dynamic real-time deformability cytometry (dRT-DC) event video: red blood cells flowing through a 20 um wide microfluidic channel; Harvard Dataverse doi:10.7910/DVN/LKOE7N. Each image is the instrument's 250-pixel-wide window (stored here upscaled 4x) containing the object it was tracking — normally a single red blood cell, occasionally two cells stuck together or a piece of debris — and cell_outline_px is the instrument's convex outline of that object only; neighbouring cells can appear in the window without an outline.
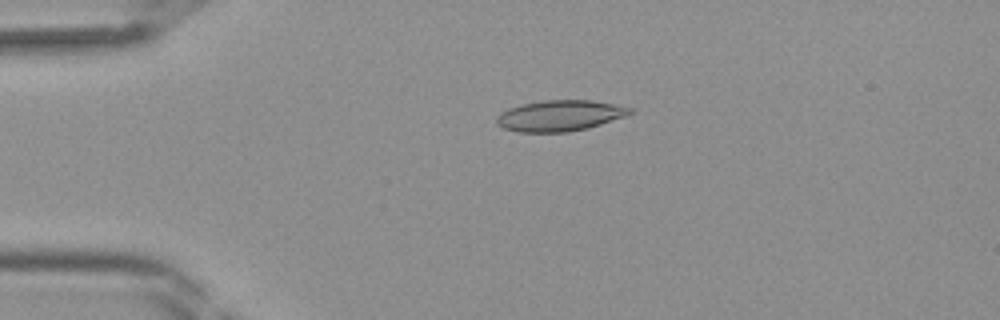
{"species": "Egyptian fruit bat (a non-hibernating species)", "species_latin": "Rousettus aegyptiacus", "temperature_condition": "room temperature", "stored_images_in_passage": 33, "camera_frame_rate_fps": 3000, "um_per_image_px": 0.085, "frame": {"image": 1, "passage_image": 1, "time_ms": 0.0, "image_size_px": [1000, 320], "cell_outline_px": [[636, 112], [588, 128], [568, 132], [520, 132], [504, 128], [496, 124], [496, 116], [500, 112], [508, 108], [524, 104], [544, 100], [592, 100], [632, 108]], "centroid_in_image_um": [47.56, 9.83], "position_along_channel_um": 37.4, "area_um2": 23.93}}
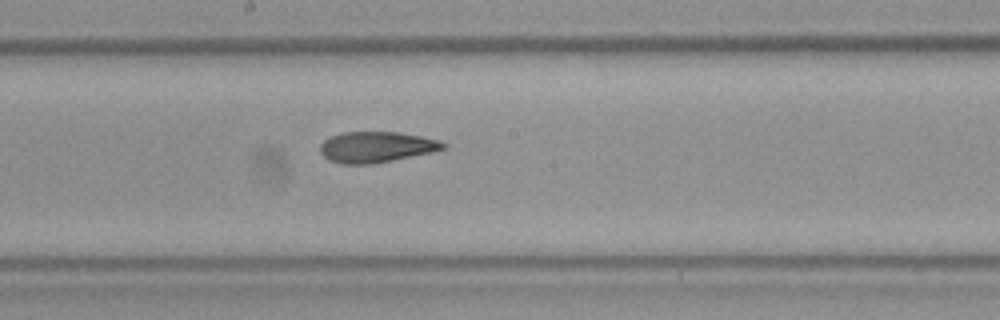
{"frame": {"image": 2, "passage_image": 14, "time_ms": 4.333, "image_size_px": [1000, 320], "cell_outline_px": [[448, 148], [432, 152], [372, 164], [340, 164], [328, 160], [320, 152], [320, 144], [324, 140], [332, 136], [344, 132], [400, 132], [440, 140], [448, 144]], "centroid_in_image_um": [32.01, 12.5], "position_along_channel_um": 216.2, "area_um2": 22.2}}
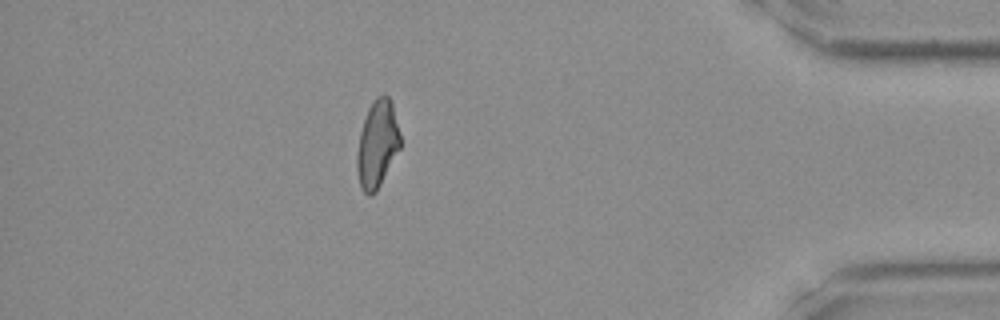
{"frame": {"image": 3, "passage_image": 28, "time_ms": 9.0, "image_size_px": [1000, 320], "cell_outline_px": [[400, 148], [376, 192], [372, 196], [368, 196], [360, 188], [356, 172], [356, 156], [360, 132], [368, 108], [376, 96], [388, 96], [392, 104], [400, 132]], "centroid_in_image_um": [32.05, 12.29], "position_along_channel_um": 403.2, "area_um2": 22.02}}